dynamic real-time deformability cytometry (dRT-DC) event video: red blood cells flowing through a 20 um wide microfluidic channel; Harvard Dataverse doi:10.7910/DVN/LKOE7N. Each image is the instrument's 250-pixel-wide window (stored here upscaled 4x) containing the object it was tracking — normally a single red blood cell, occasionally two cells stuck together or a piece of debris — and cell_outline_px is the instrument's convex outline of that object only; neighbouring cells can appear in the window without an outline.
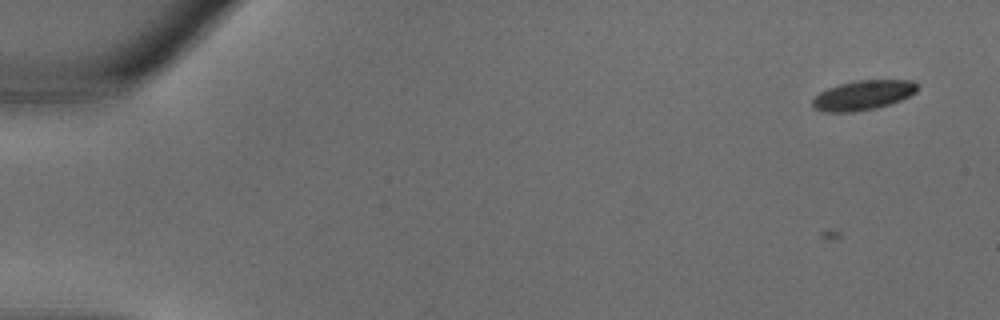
{"species": "common noctule bat (a hibernating species)", "species_latin": "Nyctalus noctula", "temperature_condition": "warm", "stored_images_in_passage": 17, "camera_frame_rate_fps": 3000, "um_per_image_px": 0.085, "animal": {"sex": "male", "body_mass_g": 18.8}, "frame": {"image": 1, "passage_image": 4, "time_ms": 1.0, "image_size_px": [1000, 320], "cell_outline_px": [[920, 88], [916, 92], [900, 100], [876, 108], [852, 112], [824, 112], [812, 108], [812, 100], [820, 92], [828, 88], [840, 84], [856, 80], [912, 80]], "centroid_in_image_um": [73.34, 8.09], "position_along_channel_um": 11.7, "area_um2": 18.09}}
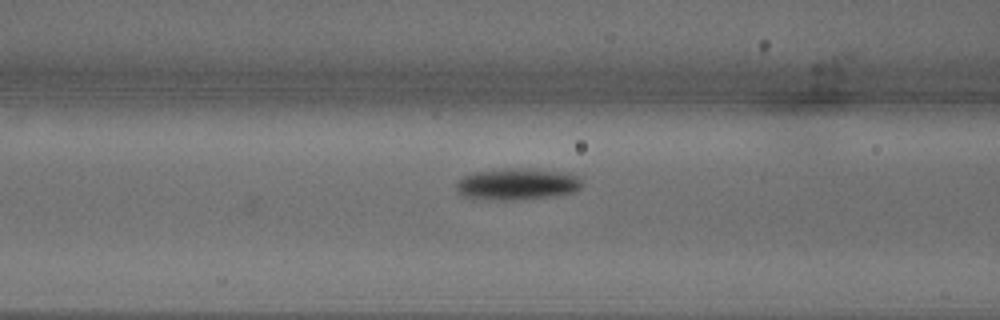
{"frame": {"image": 2, "passage_image": 17, "time_ms": 5.333, "image_size_px": [1000, 320], "cell_outline_px": [[584, 184], [580, 188], [572, 192], [552, 196], [524, 200], [472, 200], [460, 196], [456, 192], [456, 180], [472, 172], [504, 168], [520, 168], [572, 172], [580, 176]], "centroid_in_image_um": [43.92, 15.66], "position_along_channel_um": 122.7, "area_um2": 24.16}}